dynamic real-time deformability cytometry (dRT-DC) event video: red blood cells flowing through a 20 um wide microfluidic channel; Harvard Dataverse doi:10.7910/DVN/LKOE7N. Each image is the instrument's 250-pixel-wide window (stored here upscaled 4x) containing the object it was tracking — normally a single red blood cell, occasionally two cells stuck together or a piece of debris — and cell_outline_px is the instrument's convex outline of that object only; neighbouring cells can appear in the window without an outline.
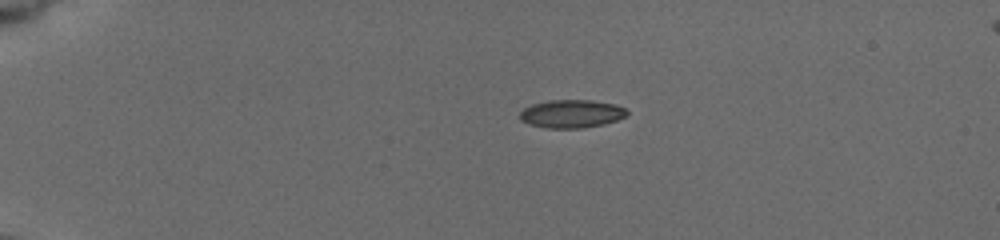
{"species": "common noctule bat (a hibernating species)", "species_latin": "Nyctalus noctula", "temperature_condition": "cold", "stored_images_in_passage": 38, "camera_frame_rate_fps": 3000, "um_per_image_px": 0.085, "animal": {"sex": "female", "body_mass_g": 19.5, "forearm_length_mm": 54.1}, "frame": {"image": 1, "passage_image": 1, "time_ms": 0.0, "image_size_px": [1000, 240], "cell_outline_px": [[628, 116], [604, 124], [580, 128], [544, 128], [528, 124], [520, 120], [520, 112], [524, 108], [532, 104], [552, 100], [592, 100], [616, 104], [624, 108], [628, 112]], "centroid_in_image_um": [48.58, 9.67], "position_along_channel_um": 36.4, "area_um2": 17.63}}
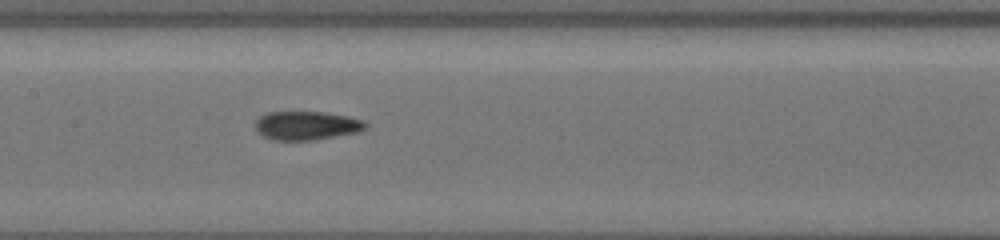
{"frame": {"image": 2, "passage_image": 17, "time_ms": 5.667, "image_size_px": [1000, 240], "cell_outline_px": [[368, 124], [360, 132], [312, 140], [272, 140], [264, 136], [256, 128], [256, 120], [260, 116], [268, 112], [324, 112], [348, 116], [364, 120]], "centroid_in_image_um": [26.09, 10.67], "position_along_channel_um": 181.3, "area_um2": 18.38}}
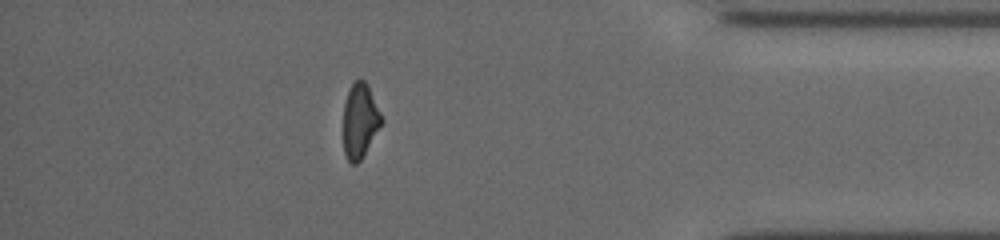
{"frame": {"image": 3, "passage_image": 33, "time_ms": 12.333, "image_size_px": [1000, 240], "cell_outline_px": [[384, 120], [360, 160], [356, 164], [352, 164], [348, 160], [344, 152], [344, 104], [348, 92], [352, 84], [356, 80], [364, 80], [368, 84]], "centroid_in_image_um": [30.6, 10.25], "position_along_channel_um": 404.6, "area_um2": 16.36}, "authors_computed_cell_mechanics": {"area_um2": 17.7446, "velocity_mm_per_s": 3.7641, "shape_relaxation_time_tau1_ms": null, "shape_relaxation_time_tau2_ms": 2.2562, "deformation_change_tau1": null, "deformation_change_tau2": 0.0648}}